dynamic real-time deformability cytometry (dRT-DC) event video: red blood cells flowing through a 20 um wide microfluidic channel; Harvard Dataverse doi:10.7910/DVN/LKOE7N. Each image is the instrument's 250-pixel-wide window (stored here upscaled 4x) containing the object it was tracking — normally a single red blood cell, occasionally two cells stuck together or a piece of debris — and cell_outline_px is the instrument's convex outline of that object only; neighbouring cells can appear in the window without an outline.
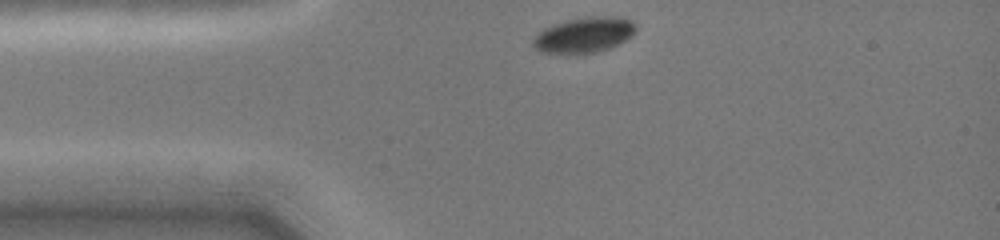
{"species": "common noctule bat (a hibernating species)", "species_latin": "Nyctalus noctula", "temperature_condition": "cold", "stored_images_in_passage": 50, "camera_frame_rate_fps": 3000, "um_per_image_px": 0.085, "animal": {"sex": "female", "body_mass_g": 19.0, "forearm_length_mm": 51.5}, "frame": {"image": 1, "passage_image": 1, "time_ms": 0.0, "image_size_px": [1000, 240], "cell_outline_px": [[636, 28], [624, 40], [608, 48], [592, 52], [544, 52], [536, 48], [532, 44], [532, 40], [544, 28], [552, 24], [568, 20], [588, 16], [616, 16], [632, 20], [636, 24]], "centroid_in_image_um": [49.64, 2.92], "position_along_channel_um": 35.4, "area_um2": 20.52}}
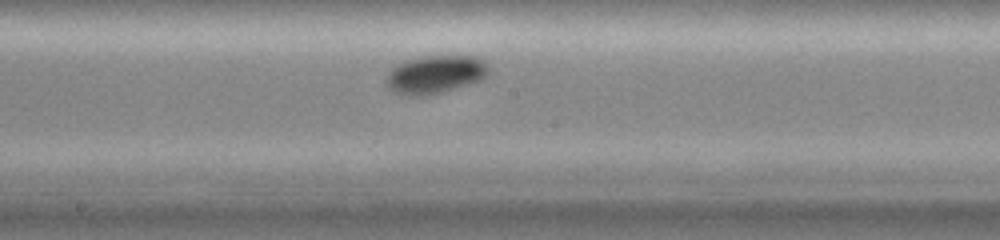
{"frame": {"image": 2, "passage_image": 27, "time_ms": 5.0, "image_size_px": [1000, 240], "cell_outline_px": [[488, 72], [480, 80], [440, 92], [424, 96], [404, 96], [388, 88], [384, 80], [392, 68], [408, 60], [428, 56], [476, 56], [484, 60], [488, 64]], "centroid_in_image_um": [36.98, 6.33], "position_along_channel_um": 211.2, "area_um2": 22.43}}
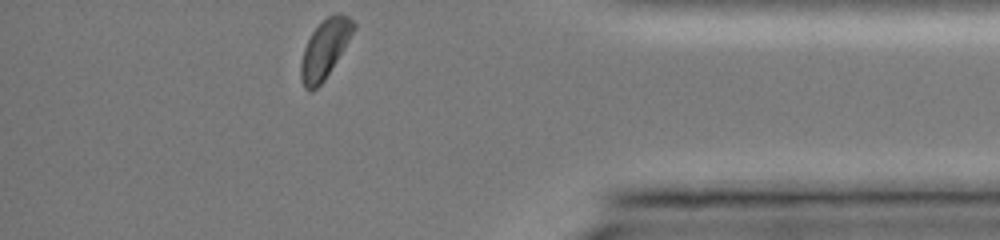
{"frame": {"image": 3, "passage_image": 50, "time_ms": 10.333, "image_size_px": [1000, 240], "cell_outline_px": [[356, 28], [344, 48], [324, 80], [312, 92], [308, 92], [304, 88], [300, 76], [300, 64], [304, 48], [312, 32], [328, 16], [336, 12], [340, 12], [348, 16], [356, 24]], "centroid_in_image_um": [27.61, 4.16], "position_along_channel_um": 407.6, "area_um2": 17.8}, "authors_computed_cell_mechanics": {"area_um2": 21.9351, "velocity_mm_per_s": 4.0082, "shape_relaxation_time_tau1_ms": 2.2902, "shape_relaxation_time_tau2_ms": null, "deformation_change_tau1": 0.0523, "deformation_change_tau2": null}}